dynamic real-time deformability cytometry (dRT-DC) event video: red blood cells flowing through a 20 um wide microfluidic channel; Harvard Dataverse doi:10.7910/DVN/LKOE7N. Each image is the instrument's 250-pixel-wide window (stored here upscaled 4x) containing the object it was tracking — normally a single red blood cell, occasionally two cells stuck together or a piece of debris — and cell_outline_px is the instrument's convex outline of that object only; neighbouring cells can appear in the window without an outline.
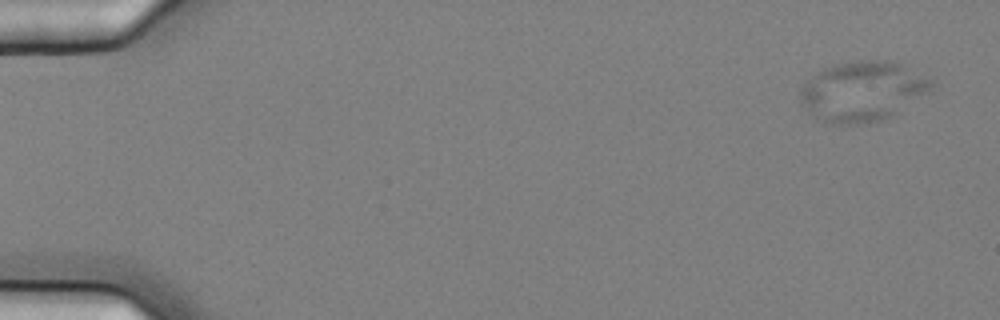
{"species": "common noctule bat (a hibernating species)", "species_latin": "Nyctalus noctula", "temperature_condition": "cold", "stored_images_in_passage": 55, "camera_frame_rate_fps": 3000, "um_per_image_px": 0.085, "animal": {"sex": "female", "body_mass_g": 25.1}, "frame": {"image": 1, "passage_image": 1, "time_ms": 0.0, "image_size_px": [1000, 320], "cell_outline_px": [[932, 88], [928, 92], [888, 116], [880, 120], [856, 124], [832, 124], [812, 116], [800, 100], [800, 92], [804, 84], [816, 72], [832, 64], [860, 60], [888, 60], [900, 64], [932, 80]], "centroid_in_image_um": [73.25, 7.74], "position_along_channel_um": 11.7, "area_um2": 44.97}}
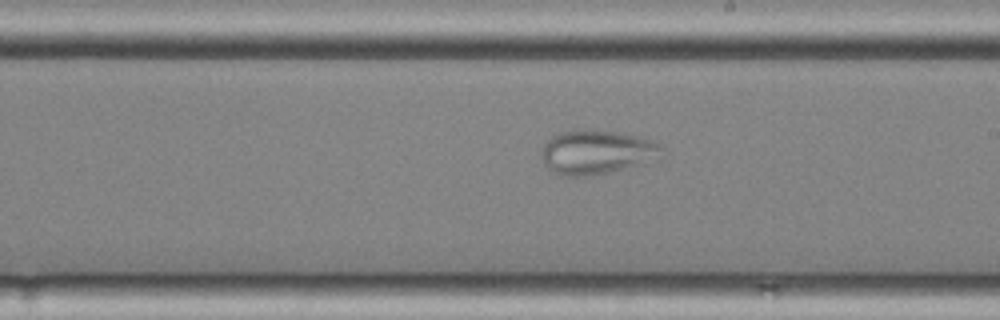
{"frame": {"image": 2, "passage_image": 32, "time_ms": 10.333, "image_size_px": [1000, 320], "cell_outline_px": [[664, 148], [644, 164], [608, 172], [588, 176], [560, 176], [552, 172], [544, 164], [544, 144], [552, 136], [560, 132], [576, 128], [584, 128], [624, 132], [660, 144]], "centroid_in_image_um": [50.66, 12.91], "position_along_channel_um": 238.3, "area_um2": 30.81}}
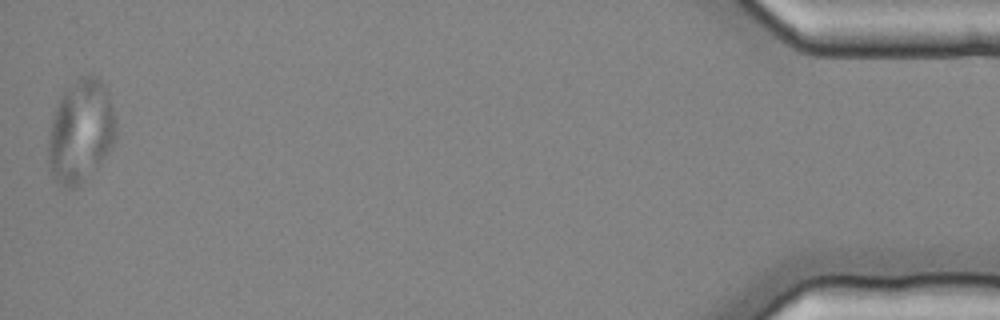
{"frame": {"image": 3, "passage_image": 55, "time_ms": 18.0, "image_size_px": [1000, 320], "cell_outline_px": [[116, 140], [100, 164], [76, 188], [64, 188], [52, 176], [48, 168], [48, 136], [52, 120], [60, 96], [64, 88], [76, 80], [84, 76], [96, 76], [104, 84], [108, 92], [116, 120]], "centroid_in_image_um": [6.86, 11.17], "position_along_channel_um": 428.3, "area_um2": 40.86}}